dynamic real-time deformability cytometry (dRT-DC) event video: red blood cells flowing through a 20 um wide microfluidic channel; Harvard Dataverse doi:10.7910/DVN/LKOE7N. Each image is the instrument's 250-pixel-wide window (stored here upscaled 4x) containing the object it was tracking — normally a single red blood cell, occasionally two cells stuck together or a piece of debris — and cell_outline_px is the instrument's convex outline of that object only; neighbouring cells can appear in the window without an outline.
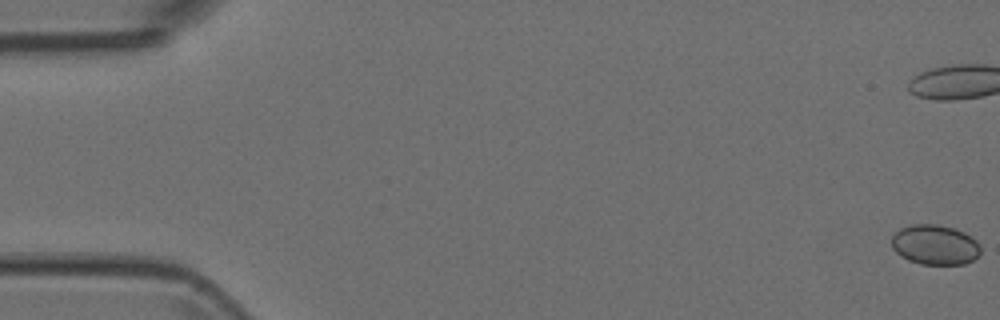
{"species": "Egyptian fruit bat (a non-hibernating species)", "species_latin": "Rousettus aegyptiacus", "temperature_condition": "room temperature", "stored_images_in_passage": 8, "camera_frame_rate_fps": 3000, "um_per_image_px": 0.085, "animal": {"sex": "female"}, "frame": {"image": 1, "passage_image": 1, "time_ms": 0.0, "image_size_px": [1000, 320], "cell_outline_px": [[980, 252], [972, 260], [964, 264], [920, 264], [908, 260], [900, 256], [892, 248], [892, 236], [900, 228], [912, 224], [936, 224], [952, 228], [964, 232], [972, 236], [980, 244]], "centroid_in_image_um": [79.46, 20.8], "position_along_channel_um": 5.5, "area_um2": 20.75}}